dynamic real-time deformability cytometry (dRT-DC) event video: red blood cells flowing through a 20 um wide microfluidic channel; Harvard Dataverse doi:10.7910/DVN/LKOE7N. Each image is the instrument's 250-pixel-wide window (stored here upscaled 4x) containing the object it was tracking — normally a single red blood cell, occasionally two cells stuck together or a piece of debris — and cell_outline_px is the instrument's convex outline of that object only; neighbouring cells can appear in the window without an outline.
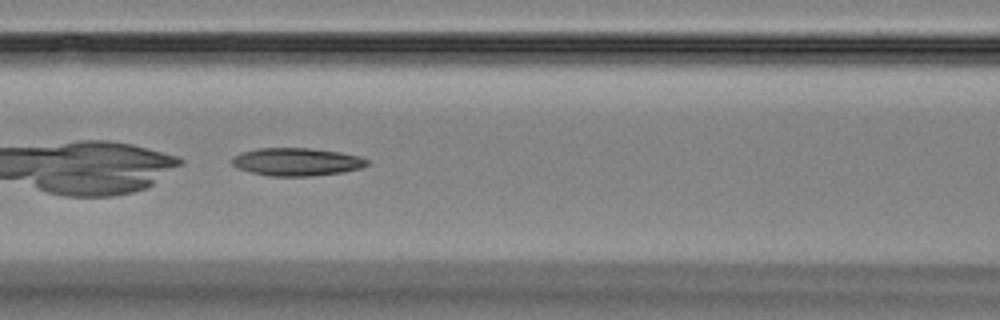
{"species": "Egyptian fruit bat (a non-hibernating species)", "species_latin": "Rousettus aegyptiacus", "temperature_condition": "room temperature", "stored_images_in_passage": 15, "camera_frame_rate_fps": 3000, "um_per_image_px": 0.085, "animal": {"sex": "female"}, "frame": {"image": 1, "passage_image": 7, "time_ms": 6.667, "image_size_px": [1000, 320], "cell_outline_px": [[368, 164], [360, 168], [344, 172], [312, 176], [268, 176], [236, 168], [232, 164], [232, 156], [240, 152], [256, 148], [308, 148], [340, 152], [360, 156], [368, 160]], "centroid_in_image_um": [25.19, 13.75], "position_along_channel_um": 141.4, "area_um2": 22.08}}
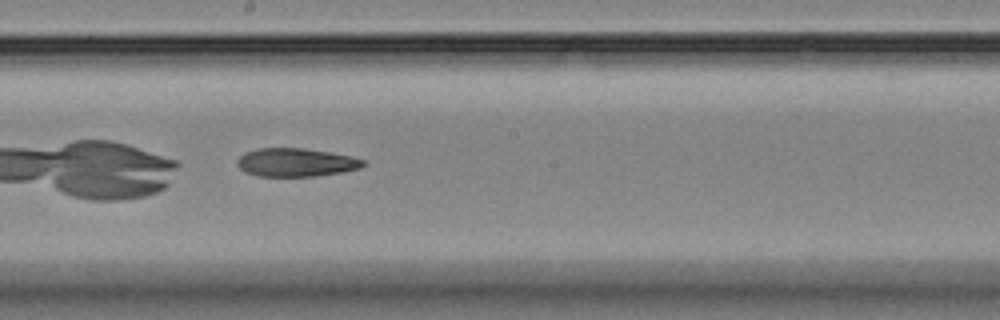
{"frame": {"image": 2, "passage_image": 9, "time_ms": 9.0, "image_size_px": [1000, 320], "cell_outline_px": [[368, 164], [360, 168], [344, 172], [316, 176], [256, 176], [244, 172], [236, 164], [236, 160], [244, 152], [256, 148], [304, 148], [352, 156], [368, 160]], "centroid_in_image_um": [25.18, 13.8], "position_along_channel_um": 223.0, "area_um2": 21.21}}
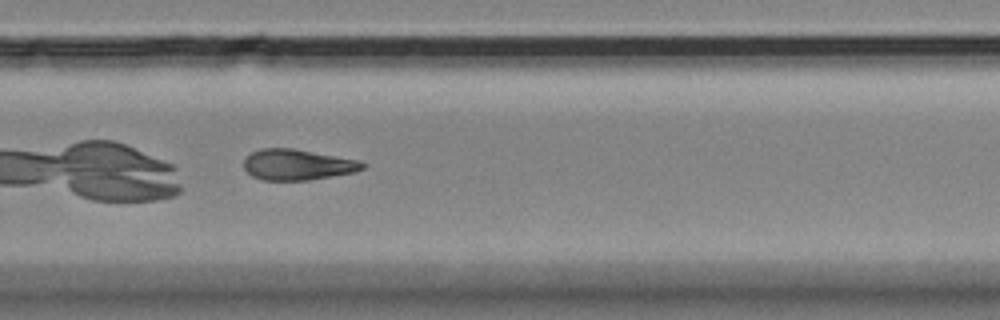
{"frame": {"image": 3, "passage_image": 11, "time_ms": 11.333, "image_size_px": [1000, 320], "cell_outline_px": [[364, 168], [356, 172], [308, 180], [264, 180], [252, 176], [244, 168], [244, 160], [252, 152], [260, 148], [292, 148], [360, 160], [364, 164]], "centroid_in_image_um": [25.29, 13.99], "position_along_channel_um": 304.5, "area_um2": 21.21}, "authors_computed_cell_mechanics": {"area_um2": 22.0796, "velocity_mm_per_s": 3.5106, "shape_relaxation_time_tau1_ms": null, "shape_relaxation_time_tau2_ms": 5.8733, "deformation_change_tau1": null, "deformation_change_tau2": 0.1494}}